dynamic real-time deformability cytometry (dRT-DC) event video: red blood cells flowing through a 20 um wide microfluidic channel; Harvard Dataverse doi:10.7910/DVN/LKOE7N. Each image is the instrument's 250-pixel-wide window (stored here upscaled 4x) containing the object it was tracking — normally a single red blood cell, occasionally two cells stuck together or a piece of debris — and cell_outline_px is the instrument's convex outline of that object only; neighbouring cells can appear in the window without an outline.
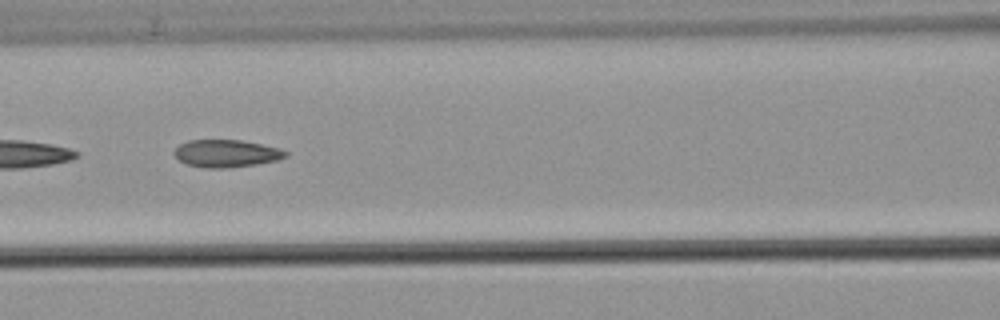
{"species": "common noctule bat (a hibernating species)", "species_latin": "Nyctalus noctula", "temperature_condition": "warm", "stored_images_in_passage": 8, "camera_frame_rate_fps": 3000, "um_per_image_px": 0.085, "animal": {"sex": "male", "body_mass_g": 21.5, "forearm_length_mm": 52.0}, "frame": {"image": 1, "passage_image": 6, "time_ms": 6.0, "image_size_px": [1000, 320], "cell_outline_px": [[288, 156], [276, 160], [256, 164], [228, 168], [204, 168], [188, 164], [180, 160], [172, 152], [180, 144], [188, 140], [240, 140], [280, 148], [288, 152]], "centroid_in_image_um": [19.24, 13.04], "position_along_channel_um": 147.4, "area_um2": 17.74}}